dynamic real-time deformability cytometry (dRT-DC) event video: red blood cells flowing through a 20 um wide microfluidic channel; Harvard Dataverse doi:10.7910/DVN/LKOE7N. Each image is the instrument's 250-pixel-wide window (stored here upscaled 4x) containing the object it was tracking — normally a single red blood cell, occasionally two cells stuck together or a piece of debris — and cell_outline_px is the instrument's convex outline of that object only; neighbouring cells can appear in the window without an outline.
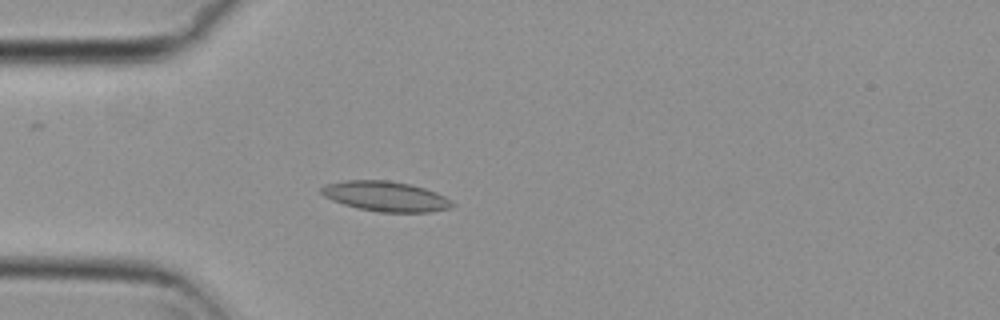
{"species": "common noctule bat (a hibernating species)", "species_latin": "Nyctalus noctula", "temperature_condition": "cold", "stored_images_in_passage": 52, "camera_frame_rate_fps": 3000, "um_per_image_px": 0.085, "animal": {"sex": "female", "body_mass_g": 29.2, "forearm_length_mm": 56.3}, "frame": {"image": 1, "passage_image": 13, "time_ms": 4.0, "image_size_px": [1000, 320], "cell_outline_px": [[456, 204], [452, 208], [432, 212], [380, 212], [356, 208], [332, 200], [324, 196], [320, 192], [320, 188], [324, 184], [344, 180], [388, 180], [408, 184], [424, 188], [436, 192], [452, 200]], "centroid_in_image_um": [32.79, 16.69], "position_along_channel_um": 52.2, "area_um2": 23.12}}
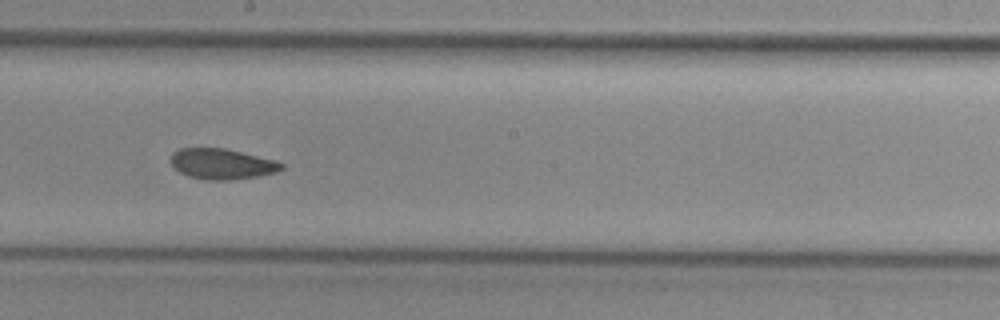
{"frame": {"image": 2, "passage_image": 28, "time_ms": 9.0, "image_size_px": [1000, 320], "cell_outline_px": [[284, 168], [276, 172], [256, 176], [232, 180], [208, 180], [188, 176], [180, 172], [168, 160], [172, 152], [180, 148], [224, 148], [276, 160], [284, 164]], "centroid_in_image_um": [18.84, 13.93], "position_along_channel_um": 229.4, "area_um2": 19.77}}
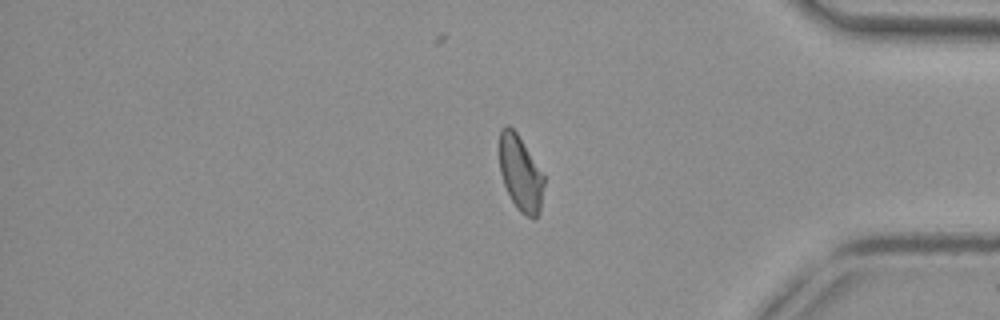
{"frame": {"image": 3, "passage_image": 43, "time_ms": 14.0, "image_size_px": [1000, 320], "cell_outline_px": [[544, 184], [540, 208], [536, 216], [532, 220], [520, 212], [516, 208], [504, 184], [500, 172], [500, 128], [504, 124], [508, 124], [516, 132], [544, 176]], "centroid_in_image_um": [44.23, 14.74], "position_along_channel_um": 391.0, "area_um2": 19.25}, "authors_computed_cell_mechanics": {"area_um2": 20.4901, "velocity_mm_per_s": 3.7239, "shape_relaxation_time_tau1_ms": null, "shape_relaxation_time_tau2_ms": 2.2593, "deformation_change_tau1": null, "deformation_change_tau2": 0.0727}}